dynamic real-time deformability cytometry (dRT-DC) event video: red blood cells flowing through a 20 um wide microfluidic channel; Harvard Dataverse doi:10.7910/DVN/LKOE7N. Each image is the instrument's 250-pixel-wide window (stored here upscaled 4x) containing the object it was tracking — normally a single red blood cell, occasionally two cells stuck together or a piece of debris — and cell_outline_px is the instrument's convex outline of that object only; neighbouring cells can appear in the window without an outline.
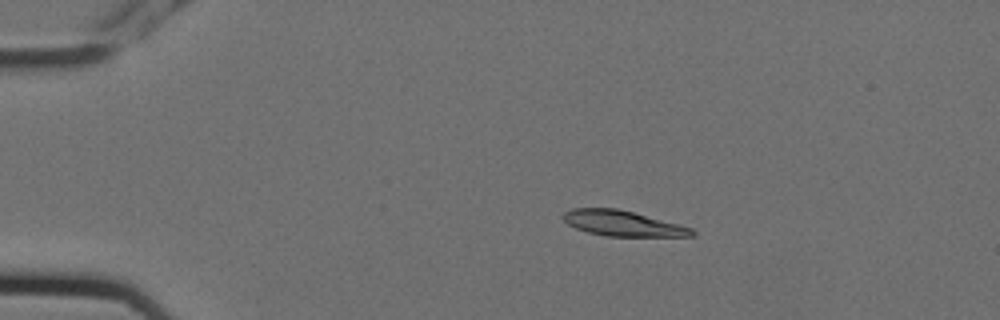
{"species": "Egyptian fruit bat (a non-hibernating species)", "species_latin": "Rousettus aegyptiacus", "temperature_condition": "cold", "stored_images_in_passage": 9, "camera_frame_rate_fps": 3000, "um_per_image_px": 0.085, "animal": {"sex": "female"}, "frame": {"image": 1, "passage_image": 2, "time_ms": 0.333, "image_size_px": [1000, 320], "cell_outline_px": [[696, 236], [608, 236], [588, 232], [576, 228], [568, 224], [560, 216], [564, 212], [572, 208], [616, 208], [680, 224], [692, 228], [696, 232]], "centroid_in_image_um": [52.92, 18.98], "position_along_channel_um": 32.1, "area_um2": 19.02}}
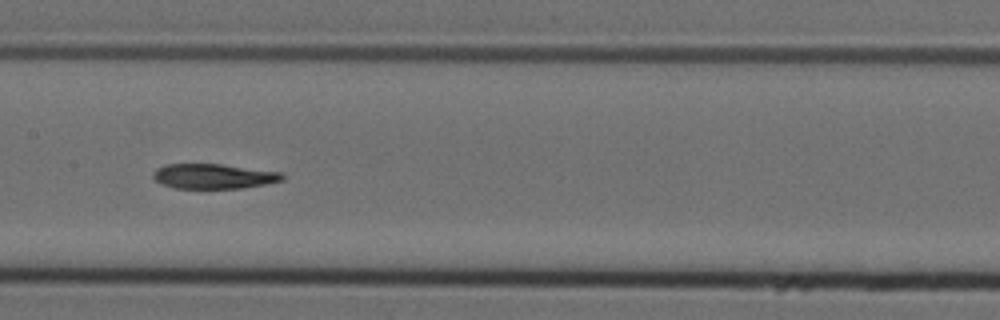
{"frame": {"image": 2, "passage_image": 7, "time_ms": 2.0, "image_size_px": [1000, 320], "cell_outline_px": [[284, 180], [264, 184], [240, 188], [172, 188], [160, 184], [152, 176], [152, 172], [156, 168], [164, 164], [220, 164], [284, 172]], "centroid_in_image_um": [18.13, 14.97], "position_along_channel_um": 189.3, "area_um2": 18.9}}
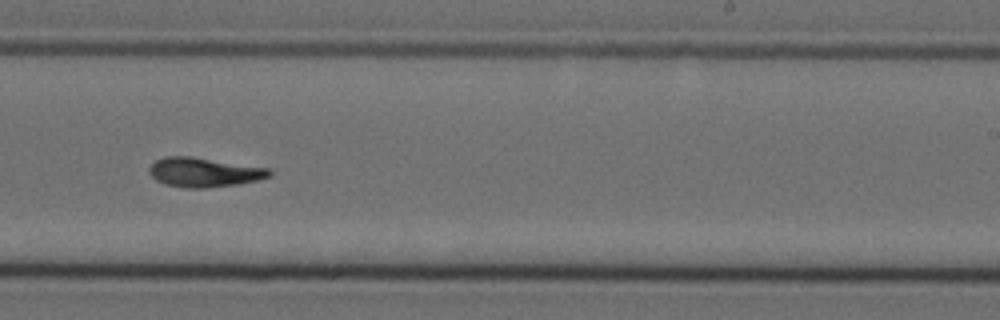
{"frame": {"image": 3, "passage_image": 9, "time_ms": 2.667, "image_size_px": [1000, 320], "cell_outline_px": [[272, 176], [260, 180], [240, 184], [204, 188], [184, 188], [164, 184], [156, 180], [148, 172], [148, 168], [156, 160], [164, 156], [192, 156], [268, 168], [272, 172]], "centroid_in_image_um": [17.35, 14.65], "position_along_channel_um": 271.7, "area_um2": 20.81}}